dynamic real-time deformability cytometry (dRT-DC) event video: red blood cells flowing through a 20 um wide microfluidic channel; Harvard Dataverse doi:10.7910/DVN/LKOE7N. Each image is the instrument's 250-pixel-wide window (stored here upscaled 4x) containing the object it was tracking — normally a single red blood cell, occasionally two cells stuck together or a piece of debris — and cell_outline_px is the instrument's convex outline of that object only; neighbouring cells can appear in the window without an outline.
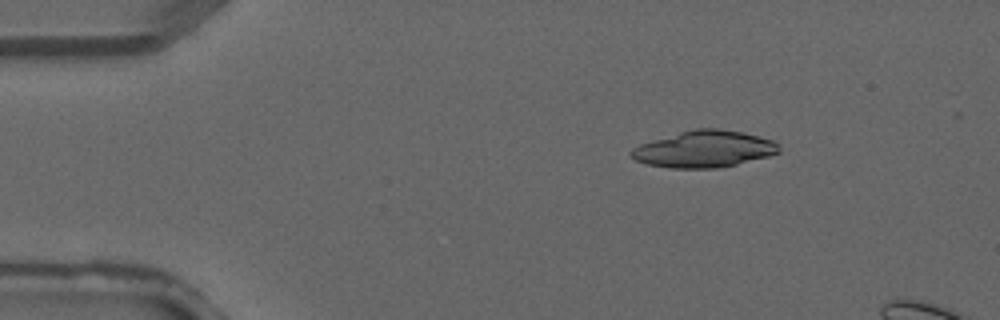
{"species": "common noctule bat (a hibernating species)", "species_latin": "Nyctalus noctula", "temperature_condition": "warm", "stored_images_in_passage": 3, "segment_of_instrument_passage": [1, 2], "camera_frame_rate_fps": 3000, "um_per_image_px": 0.085, "animal": {"sex": "male", "forearm_length_mm": 52.5}, "frame": {"image": 1, "passage_image": 1, "time_ms": 0.0, "image_size_px": [1000, 320], "cell_outline_px": [[780, 152], [768, 156], [736, 164], [716, 168], [672, 168], [648, 164], [636, 160], [628, 152], [632, 148], [640, 144], [680, 132], [696, 128], [720, 128], [744, 132], [772, 140], [780, 148]], "centroid_in_image_um": [59.85, 12.66], "position_along_channel_um": 25.1, "area_um2": 31.33}}